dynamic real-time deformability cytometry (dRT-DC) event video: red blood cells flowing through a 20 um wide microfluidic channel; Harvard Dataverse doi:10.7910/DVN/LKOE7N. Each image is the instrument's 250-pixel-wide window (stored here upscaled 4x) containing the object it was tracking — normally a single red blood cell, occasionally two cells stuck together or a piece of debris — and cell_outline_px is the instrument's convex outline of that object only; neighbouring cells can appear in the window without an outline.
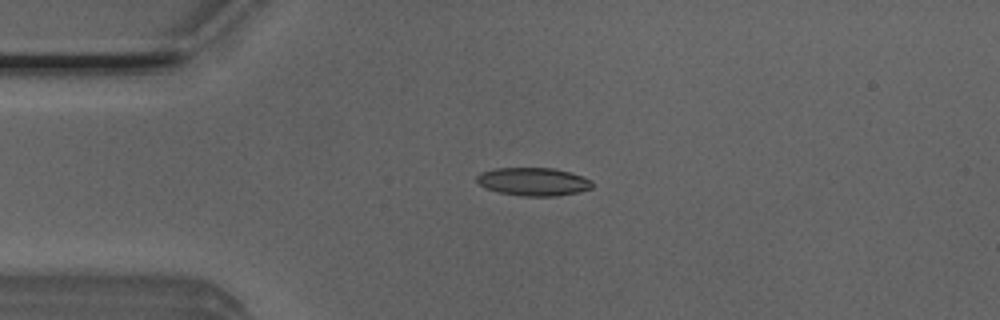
{"species": "Egyptian fruit bat (a non-hibernating species)", "species_latin": "Rousettus aegyptiacus", "temperature_condition": "room temperature", "stored_images_in_passage": 4, "camera_frame_rate_fps": 3000, "um_per_image_px": 0.085, "animal": {"sex": "male"}, "frame": {"image": 1, "passage_image": 3, "time_ms": 0.667, "image_size_px": [1000, 320], "cell_outline_px": [[592, 188], [576, 192], [556, 196], [520, 196], [500, 192], [488, 188], [480, 184], [476, 180], [476, 176], [480, 172], [496, 168], [552, 168], [568, 172], [592, 180]], "centroid_in_image_um": [45.31, 15.44], "position_along_channel_um": 39.7, "area_um2": 18.67}}